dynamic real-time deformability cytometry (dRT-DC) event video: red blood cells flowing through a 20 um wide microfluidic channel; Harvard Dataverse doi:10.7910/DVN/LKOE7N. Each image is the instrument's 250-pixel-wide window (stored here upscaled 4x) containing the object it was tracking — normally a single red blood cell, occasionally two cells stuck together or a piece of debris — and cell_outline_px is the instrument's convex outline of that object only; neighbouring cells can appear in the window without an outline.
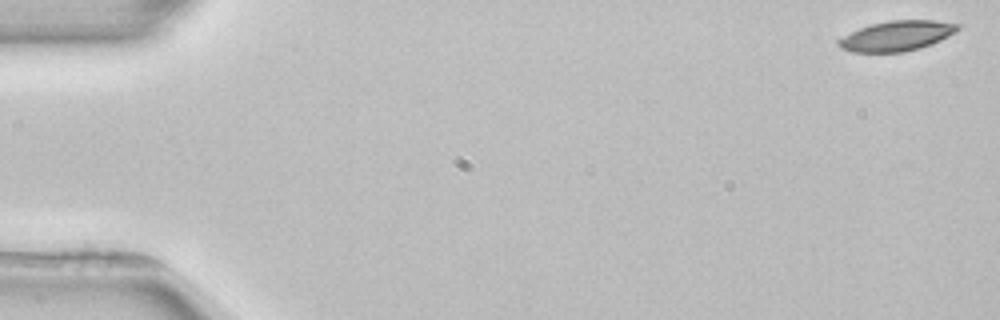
{"species": "common noctule bat (a hibernating species)", "species_latin": "Nyctalus noctula", "temperature_condition": "room temperature", "stored_images_in_passage": 3, "camera_frame_rate_fps": 3000, "um_per_image_px": 0.085, "animal": {"sex": "female", "body_mass_g": 22.7, "forearm_length_mm": 54.2}, "frame": {"image": 1, "passage_image": 1, "time_ms": 0.0, "image_size_px": [1000, 320], "cell_outline_px": [[960, 28], [956, 32], [932, 44], [920, 48], [904, 52], [852, 52], [840, 48], [836, 44], [836, 40], [860, 28], [872, 24], [888, 20], [932, 20], [960, 24]], "centroid_in_image_um": [76.22, 3.05], "position_along_channel_um": 8.8, "area_um2": 20.92}}